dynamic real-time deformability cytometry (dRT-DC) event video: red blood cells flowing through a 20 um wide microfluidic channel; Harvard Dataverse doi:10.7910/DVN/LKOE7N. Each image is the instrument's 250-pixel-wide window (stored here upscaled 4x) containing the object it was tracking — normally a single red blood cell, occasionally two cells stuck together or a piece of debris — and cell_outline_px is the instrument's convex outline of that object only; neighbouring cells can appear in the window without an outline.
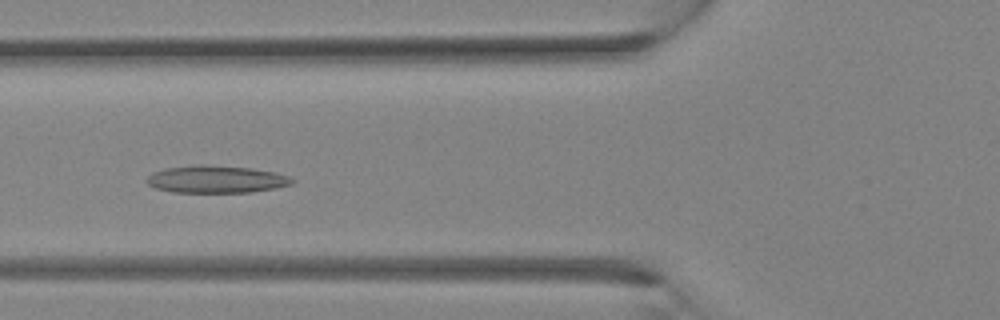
{"species": "Egyptian fruit bat (a non-hibernating species)", "species_latin": "Rousettus aegyptiacus", "temperature_condition": "room temperature", "stored_images_in_passage": 33, "camera_frame_rate_fps": 3000, "um_per_image_px": 0.085, "animal": {"sex": "female"}, "frame": {"image": 1, "passage_image": 13, "time_ms": 4.0, "image_size_px": [1000, 320], "cell_outline_px": [[296, 180], [292, 184], [276, 188], [252, 192], [172, 192], [156, 188], [148, 184], [144, 180], [152, 172], [164, 168], [192, 164], [204, 164], [252, 168], [272, 172], [288, 176]], "centroid_in_image_um": [18.34, 15.23], "position_along_channel_um": 107.5, "area_um2": 23.41}}
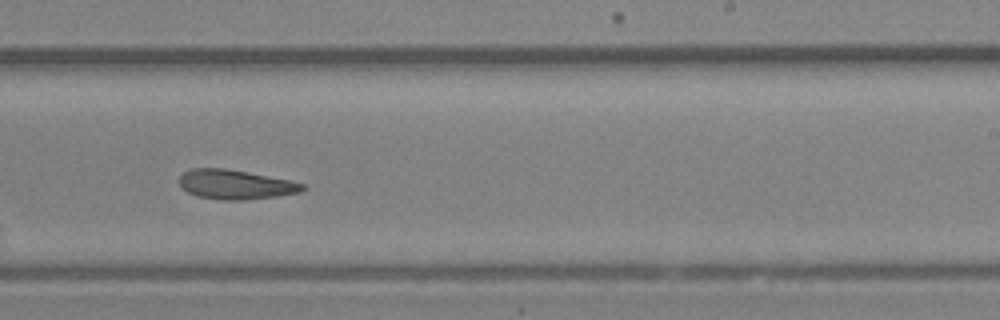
{"frame": {"image": 2, "passage_image": 21, "time_ms": 6.667, "image_size_px": [1000, 320], "cell_outline_px": [[308, 188], [300, 192], [276, 196], [244, 200], [224, 200], [196, 196], [180, 188], [180, 176], [184, 172], [192, 168], [224, 168], [248, 172], [292, 180], [304, 184]], "centroid_in_image_um": [20.03, 15.68], "position_along_channel_um": 269.0, "area_um2": 21.27}}
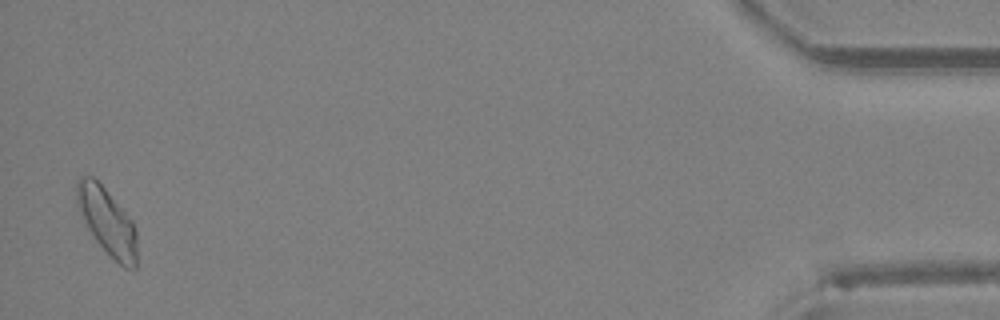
{"frame": {"image": 3, "passage_image": 33, "time_ms": 10.667, "image_size_px": [1000, 320], "cell_outline_px": [[136, 268], [124, 268], [96, 240], [88, 228], [76, 204], [76, 180], [80, 176], [92, 176], [104, 188], [132, 220], [136, 232]], "centroid_in_image_um": [9.09, 18.79], "position_along_channel_um": 426.1, "area_um2": 22.89}}